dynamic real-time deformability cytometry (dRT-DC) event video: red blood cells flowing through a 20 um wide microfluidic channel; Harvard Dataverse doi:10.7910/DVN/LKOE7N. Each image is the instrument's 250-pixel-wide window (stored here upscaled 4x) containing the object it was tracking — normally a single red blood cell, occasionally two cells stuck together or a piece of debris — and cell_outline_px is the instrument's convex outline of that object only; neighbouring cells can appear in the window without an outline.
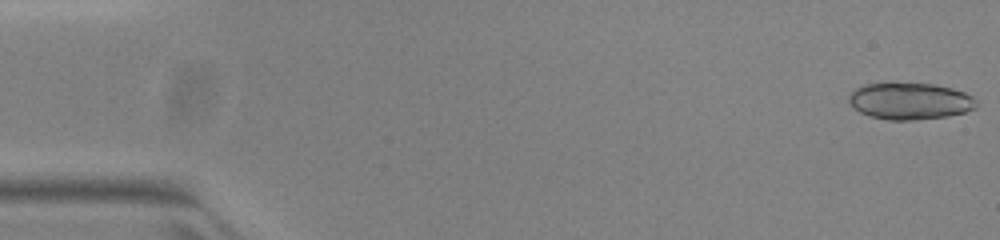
{"species": "common noctule bat (a hibernating species)", "species_latin": "Nyctalus noctula", "temperature_condition": "warm", "stored_images_in_passage": 18, "camera_frame_rate_fps": 3000, "um_per_image_px": 0.085, "animal": {"sex": "female", "body_mass_g": 23.0, "forearm_length_mm": 53.4}, "frame": {"image": 1, "passage_image": 1, "time_ms": 0.0, "image_size_px": [1000, 240], "cell_outline_px": [[976, 108], [964, 112], [948, 116], [912, 120], [888, 120], [872, 116], [860, 112], [848, 100], [848, 96], [856, 88], [864, 84], [932, 84], [952, 88], [964, 92], [972, 96], [976, 100]], "centroid_in_image_um": [77.37, 8.6], "position_along_channel_um": 7.6, "area_um2": 26.88}}
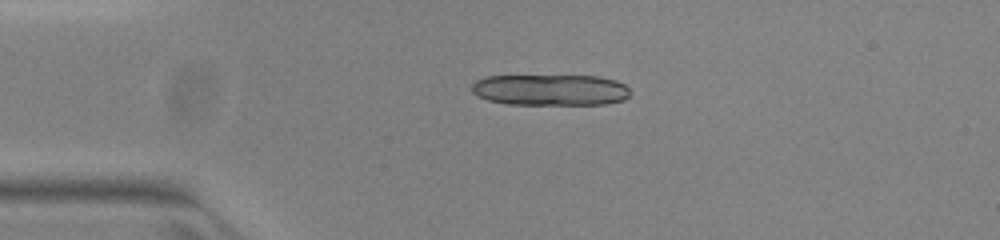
{"frame": {"image": 2, "passage_image": 12, "time_ms": 3.667, "image_size_px": [1000, 240], "cell_outline_px": [[632, 92], [624, 100], [604, 104], [508, 104], [488, 100], [472, 92], [472, 84], [476, 80], [484, 76], [600, 76], [616, 80], [624, 84]], "centroid_in_image_um": [46.81, 7.63], "position_along_channel_um": 38.2, "area_um2": 28.84}}